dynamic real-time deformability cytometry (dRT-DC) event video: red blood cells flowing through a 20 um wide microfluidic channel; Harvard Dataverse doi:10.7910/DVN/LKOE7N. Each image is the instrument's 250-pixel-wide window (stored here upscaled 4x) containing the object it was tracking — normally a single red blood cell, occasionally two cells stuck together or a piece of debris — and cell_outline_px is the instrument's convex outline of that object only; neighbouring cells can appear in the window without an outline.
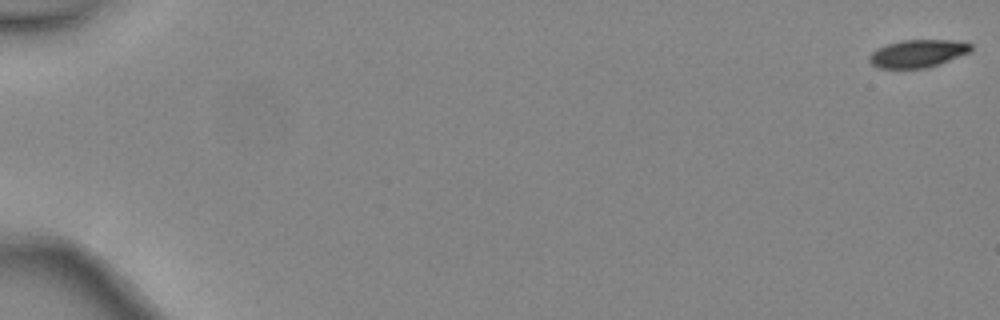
{"species": "common noctule bat (a hibernating species)", "species_latin": "Nyctalus noctula", "temperature_condition": "warm", "stored_images_in_passage": 48, "camera_frame_rate_fps": 3000, "um_per_image_px": 0.085, "animal": {"sex": "female", "body_mass_g": 24.6, "forearm_length_mm": 56.2}, "frame": {"image": 1, "passage_image": 1, "time_ms": 0.0, "image_size_px": [1000, 320], "cell_outline_px": [[972, 48], [968, 52], [940, 64], [928, 68], [876, 68], [868, 60], [868, 56], [876, 48], [900, 40], [952, 40], [972, 44]], "centroid_in_image_um": [77.96, 4.55], "position_along_channel_um": 7.0, "area_um2": 16.42}}
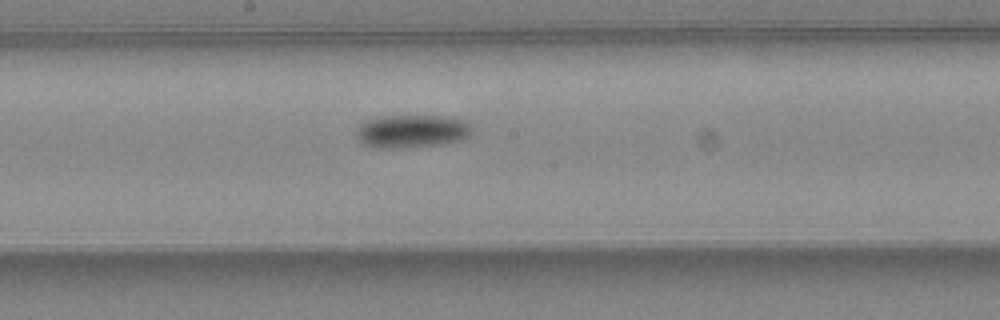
{"frame": {"image": 2, "passage_image": 28, "time_ms": 9.0, "image_size_px": [1000, 320], "cell_outline_px": [[472, 132], [468, 136], [460, 140], [440, 144], [404, 148], [376, 148], [364, 144], [356, 136], [356, 128], [360, 124], [368, 120], [380, 116], [440, 116], [464, 120], [472, 124]], "centroid_in_image_um": [35.0, 11.16], "position_along_channel_um": 213.2, "area_um2": 22.31}}
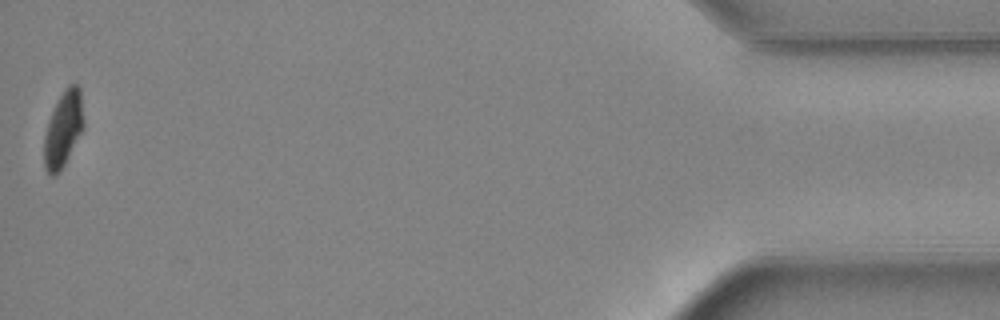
{"frame": {"image": 3, "passage_image": 48, "time_ms": 15.667, "image_size_px": [1000, 320], "cell_outline_px": [[84, 128], [60, 172], [56, 176], [52, 176], [44, 168], [44, 136], [48, 120], [60, 96], [68, 84], [76, 84], [80, 88], [84, 120]], "centroid_in_image_um": [5.38, 10.99], "position_along_channel_um": 429.8, "area_um2": 17.46}, "authors_computed_cell_mechanics": {"area_um2": 19.3341, "velocity_mm_per_s": 4.499, "shape_relaxation_time_tau1_ms": 2.1497, "shape_relaxation_time_tau2_ms": null, "deformation_change_tau1": 0.0889, "deformation_change_tau2": null}}